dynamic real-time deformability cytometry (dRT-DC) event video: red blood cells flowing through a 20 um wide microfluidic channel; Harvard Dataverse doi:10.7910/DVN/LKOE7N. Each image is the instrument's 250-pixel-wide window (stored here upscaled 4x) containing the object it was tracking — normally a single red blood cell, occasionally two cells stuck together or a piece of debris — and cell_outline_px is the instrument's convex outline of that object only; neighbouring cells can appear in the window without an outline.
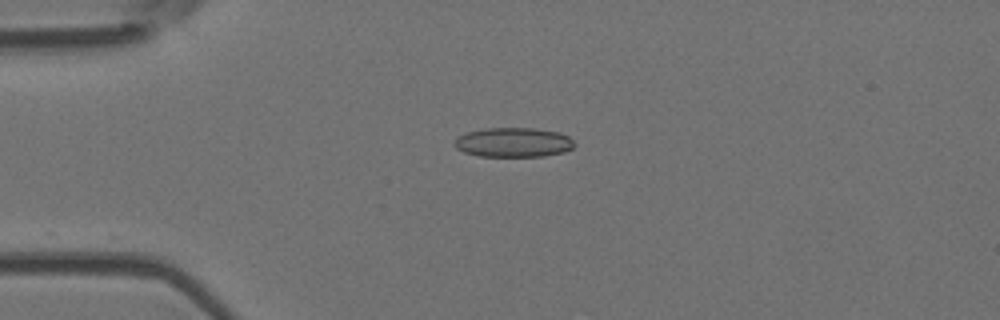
{"species": "Egyptian fruit bat (a non-hibernating species)", "species_latin": "Rousettus aegyptiacus", "temperature_condition": "room temperature", "stored_images_in_passage": 5, "camera_frame_rate_fps": 3000, "um_per_image_px": 0.085, "animal": {"sex": "female"}, "frame": {"image": 1, "passage_image": 1, "time_ms": 0.0, "image_size_px": [1000, 320], "cell_outline_px": [[576, 144], [572, 148], [564, 152], [544, 156], [480, 156], [464, 152], [456, 148], [452, 144], [460, 136], [468, 132], [484, 128], [536, 128], [560, 132], [568, 136]], "centroid_in_image_um": [43.67, 12.1], "position_along_channel_um": 41.3, "area_um2": 20.63}}